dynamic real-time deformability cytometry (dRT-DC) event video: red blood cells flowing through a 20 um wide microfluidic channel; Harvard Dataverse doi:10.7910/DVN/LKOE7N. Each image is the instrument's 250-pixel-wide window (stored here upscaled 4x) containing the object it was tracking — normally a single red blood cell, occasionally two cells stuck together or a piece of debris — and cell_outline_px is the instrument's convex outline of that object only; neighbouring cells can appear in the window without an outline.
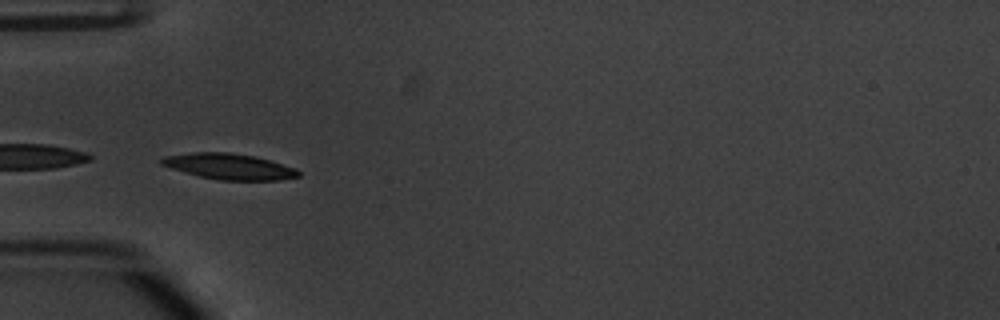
{"species": "common noctule bat (a hibernating species)", "species_latin": "Nyctalus noctula", "temperature_condition": "warm", "stored_images_in_passage": 54, "camera_frame_rate_fps": 3000, "um_per_image_px": 0.085, "animal": {"sex": "male", "body_mass_g": 20.1, "forearm_length_mm": 53.5}, "frame": {"image": 1, "passage_image": 18, "time_ms": 5.667, "image_size_px": [1000, 320], "cell_outline_px": [[300, 176], [280, 180], [220, 180], [200, 176], [184, 172], [160, 164], [160, 160], [164, 156], [192, 152], [232, 152], [256, 156], [296, 168], [300, 172]], "centroid_in_image_um": [19.5, 14.14], "position_along_channel_um": 65.5, "area_um2": 20.63}}
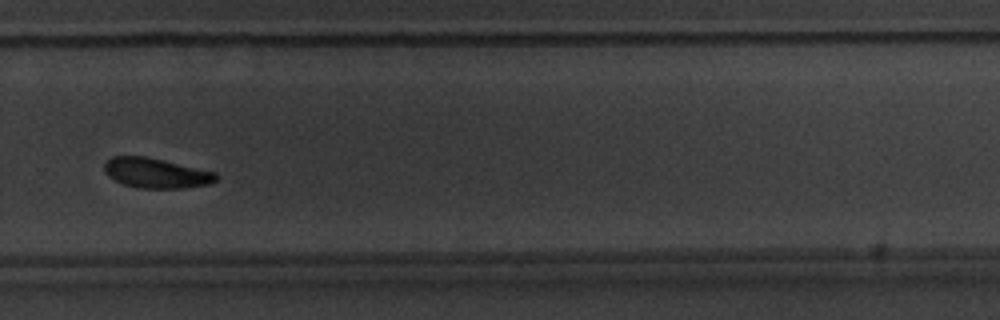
{"frame": {"image": 2, "passage_image": 38, "time_ms": 12.333, "image_size_px": [1000, 320], "cell_outline_px": [[220, 176], [216, 180], [208, 184], [184, 188], [136, 188], [124, 184], [108, 176], [104, 172], [104, 164], [112, 156], [144, 156], [164, 160], [216, 172]], "centroid_in_image_um": [13.27, 14.71], "position_along_channel_um": 316.5, "area_um2": 19.54}}
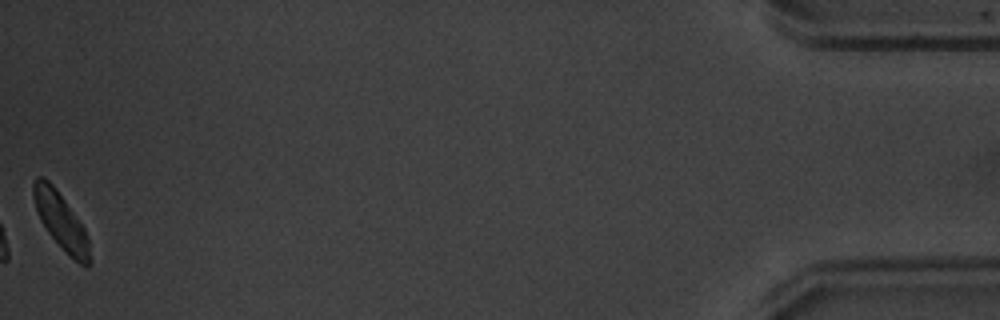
{"frame": {"image": 3, "passage_image": 54, "time_ms": 17.667, "image_size_px": [1000, 320], "cell_outline_px": [[92, 264], [88, 268], [84, 268], [68, 256], [48, 232], [40, 220], [32, 196], [32, 184], [36, 176], [44, 176], [56, 188], [84, 228], [88, 236], [92, 260]], "centroid_in_image_um": [5.21, 18.85], "position_along_channel_um": 430.0, "area_um2": 18.96}, "authors_computed_cell_mechanics": {"area_um2": 20.5479, "velocity_mm_per_s": 3.7945, "shape_relaxation_time_tau1_ms": 1.7545, "shape_relaxation_time_tau2_ms": null, "deformation_change_tau1": 0.0948, "deformation_change_tau2": null}}